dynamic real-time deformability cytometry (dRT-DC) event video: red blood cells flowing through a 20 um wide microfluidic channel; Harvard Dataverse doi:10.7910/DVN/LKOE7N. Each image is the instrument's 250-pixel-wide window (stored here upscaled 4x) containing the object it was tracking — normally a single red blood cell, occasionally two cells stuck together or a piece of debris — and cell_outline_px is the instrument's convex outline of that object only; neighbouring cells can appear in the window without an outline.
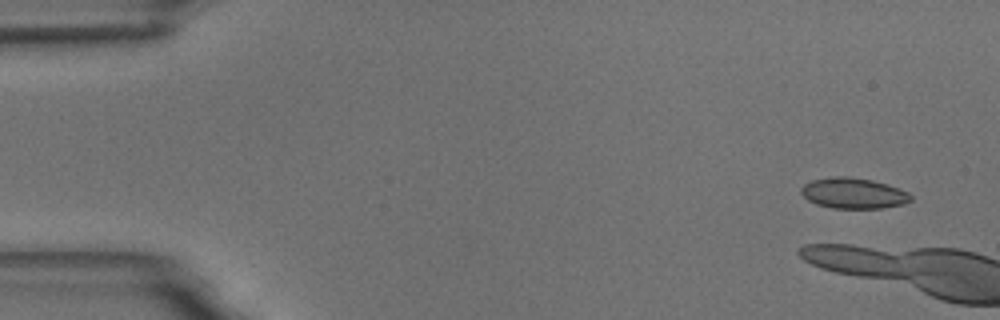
{"species": "common noctule bat (a hibernating species)", "species_latin": "Nyctalus noctula", "temperature_condition": "room temperature", "stored_images_in_passage": 9, "camera_frame_rate_fps": 3000, "um_per_image_px": 0.085, "animal": {"sex": "male", "body_mass_g": 18.8}, "frame": {"image": 1, "passage_image": 4, "time_ms": 1.0, "image_size_px": [1000, 320], "cell_outline_px": [[912, 200], [904, 204], [880, 208], [832, 208], [816, 204], [808, 200], [800, 192], [800, 188], [804, 184], [812, 180], [832, 176], [848, 176], [872, 180], [888, 184], [908, 192], [912, 196]], "centroid_in_image_um": [72.54, 16.42], "position_along_channel_um": 12.5, "area_um2": 19.71}}